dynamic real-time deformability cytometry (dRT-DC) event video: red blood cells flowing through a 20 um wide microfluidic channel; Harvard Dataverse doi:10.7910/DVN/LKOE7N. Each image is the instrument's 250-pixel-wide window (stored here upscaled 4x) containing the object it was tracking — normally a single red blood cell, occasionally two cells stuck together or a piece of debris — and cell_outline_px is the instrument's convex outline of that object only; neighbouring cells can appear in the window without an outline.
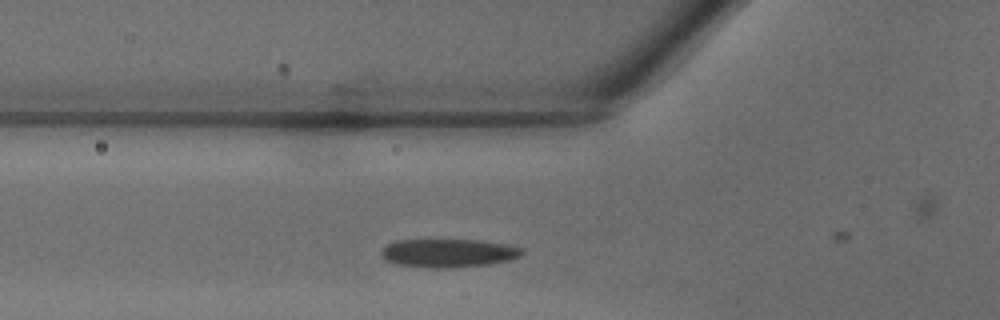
{"species": "common noctule bat (a hibernating species)", "species_latin": "Nyctalus noctula", "temperature_condition": "warm", "stored_images_in_passage": 32, "camera_frame_rate_fps": 3000, "um_per_image_px": 0.085, "animal": {"sex": "male", "body_mass_g": 18.8}, "frame": {"image": 1, "passage_image": 12, "time_ms": 3.667, "image_size_px": [1000, 320], "cell_outline_px": [[524, 252], [520, 256], [508, 260], [488, 264], [452, 268], [428, 268], [396, 264], [384, 260], [380, 252], [388, 244], [396, 240], [480, 240], [504, 244], [524, 248]], "centroid_in_image_um": [38.1, 21.51], "position_along_channel_um": 87.7, "area_um2": 23.35}}
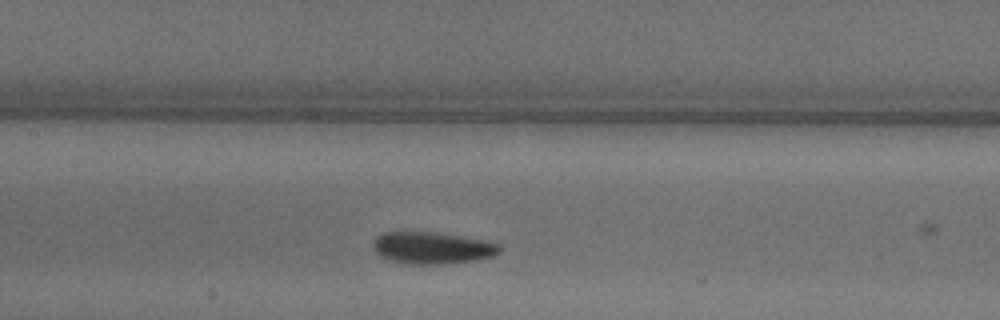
{"frame": {"image": 2, "passage_image": 17, "time_ms": 5.333, "image_size_px": [1000, 320], "cell_outline_px": [[504, 248], [500, 252], [492, 256], [476, 260], [440, 264], [408, 264], [392, 260], [380, 256], [372, 248], [372, 244], [376, 236], [384, 232], [432, 232], [484, 240], [500, 244]], "centroid_in_image_um": [36.74, 21.07], "position_along_channel_um": 170.7, "area_um2": 23.47}}
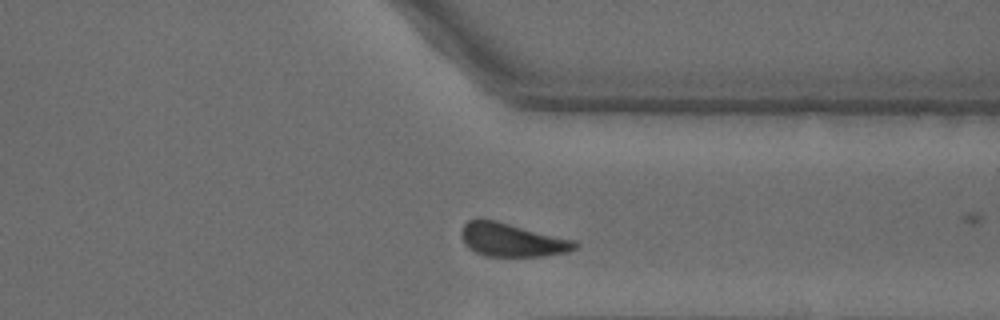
{"frame": {"image": 3, "passage_image": 29, "time_ms": 9.333, "image_size_px": [1000, 320], "cell_outline_px": [[580, 244], [576, 248], [568, 252], [544, 256], [484, 256], [476, 252], [464, 240], [464, 224], [468, 220], [496, 220], [576, 240]], "centroid_in_image_um": [43.64, 20.4], "position_along_channel_um": 367.8, "area_um2": 21.73}}